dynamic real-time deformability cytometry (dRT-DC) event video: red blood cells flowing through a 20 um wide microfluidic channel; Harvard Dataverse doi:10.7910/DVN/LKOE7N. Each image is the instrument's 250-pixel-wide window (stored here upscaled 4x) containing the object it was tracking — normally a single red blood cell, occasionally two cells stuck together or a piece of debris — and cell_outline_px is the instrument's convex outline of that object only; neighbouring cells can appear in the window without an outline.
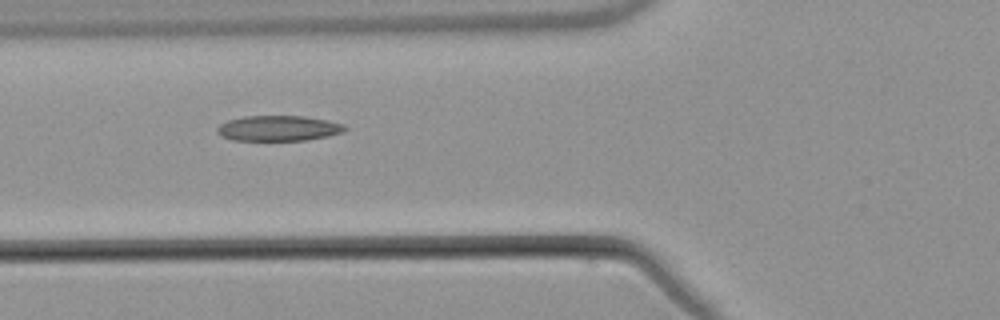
{"species": "common noctule bat (a hibernating species)", "species_latin": "Nyctalus noctula", "temperature_condition": "warm", "stored_images_in_passage": 4, "camera_frame_rate_fps": 3000, "um_per_image_px": 0.085, "animal": {"sex": "male", "body_mass_g": 21.5, "forearm_length_mm": 52.0}, "frame": {"image": 1, "passage_image": 4, "time_ms": 3.333, "image_size_px": [1000, 320], "cell_outline_px": [[348, 128], [344, 132], [328, 136], [304, 140], [232, 140], [220, 136], [216, 132], [216, 128], [220, 124], [228, 120], [244, 116], [304, 116], [328, 120], [344, 124]], "centroid_in_image_um": [23.66, 10.9], "position_along_channel_um": 102.1, "area_um2": 19.02}}